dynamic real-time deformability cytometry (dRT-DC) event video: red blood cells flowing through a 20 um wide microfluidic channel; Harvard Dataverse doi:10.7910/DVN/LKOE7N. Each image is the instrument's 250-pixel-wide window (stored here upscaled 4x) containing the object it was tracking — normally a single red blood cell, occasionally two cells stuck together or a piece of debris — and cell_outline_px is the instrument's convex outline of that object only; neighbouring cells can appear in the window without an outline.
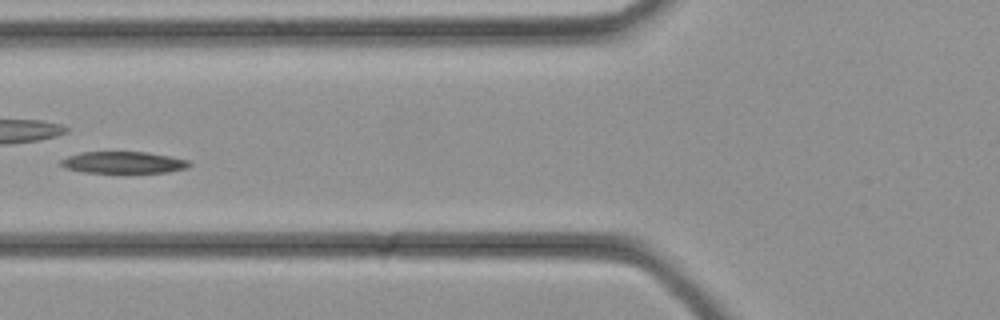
{"species": "common noctule bat (a hibernating species)", "species_latin": "Nyctalus noctula", "temperature_condition": "cold", "stored_images_in_passage": 36, "camera_frame_rate_fps": 3000, "um_per_image_px": 0.085, "animal": {"sex": "female", "body_mass_g": 21.9}, "frame": {"image": 1, "passage_image": 14, "time_ms": 4.333, "image_size_px": [1000, 320], "cell_outline_px": [[192, 164], [188, 168], [168, 172], [84, 172], [64, 168], [60, 164], [60, 160], [68, 156], [80, 152], [148, 152], [172, 156], [188, 160]], "centroid_in_image_um": [10.51, 13.8], "position_along_channel_um": 115.3, "area_um2": 16.3}}
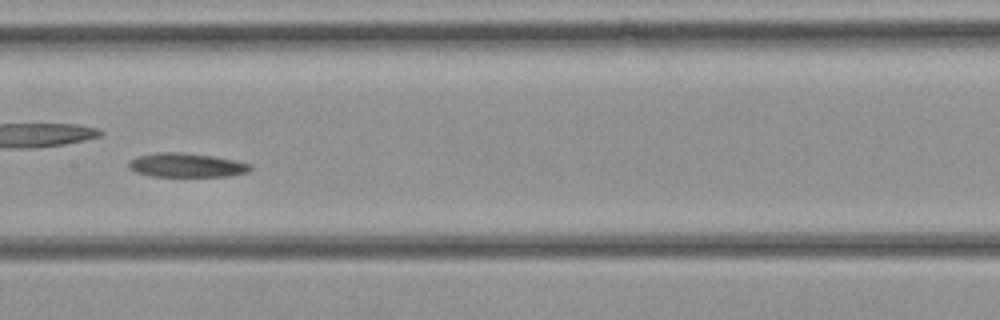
{"frame": {"image": 2, "passage_image": 18, "time_ms": 5.667, "image_size_px": [1000, 320], "cell_outline_px": [[252, 168], [248, 172], [228, 176], [152, 176], [136, 172], [128, 168], [128, 160], [136, 156], [156, 152], [184, 152], [212, 156], [236, 160], [252, 164]], "centroid_in_image_um": [15.83, 14.03], "position_along_channel_um": 191.6, "area_um2": 17.22}}
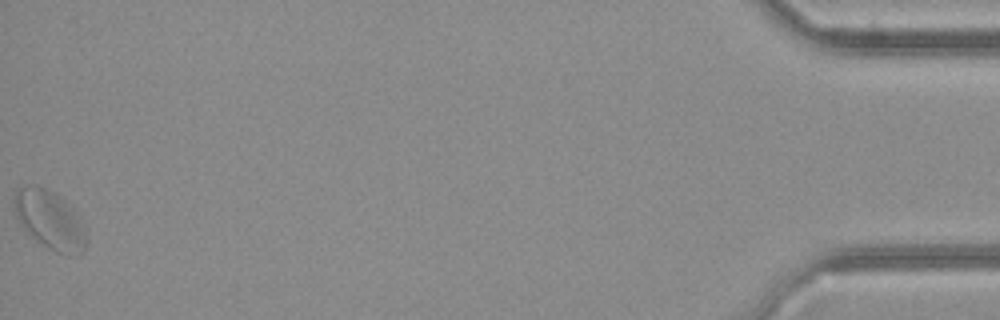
{"frame": {"image": 3, "passage_image": 36, "time_ms": 11.667, "image_size_px": [1000, 320], "cell_outline_px": [[88, 240], [84, 252], [80, 256], [68, 256], [56, 252], [48, 248], [36, 240], [20, 224], [12, 208], [16, 188], [36, 184], [60, 196], [76, 208], [88, 228]], "centroid_in_image_um": [4.32, 18.71], "position_along_channel_um": 430.9, "area_um2": 25.78}}